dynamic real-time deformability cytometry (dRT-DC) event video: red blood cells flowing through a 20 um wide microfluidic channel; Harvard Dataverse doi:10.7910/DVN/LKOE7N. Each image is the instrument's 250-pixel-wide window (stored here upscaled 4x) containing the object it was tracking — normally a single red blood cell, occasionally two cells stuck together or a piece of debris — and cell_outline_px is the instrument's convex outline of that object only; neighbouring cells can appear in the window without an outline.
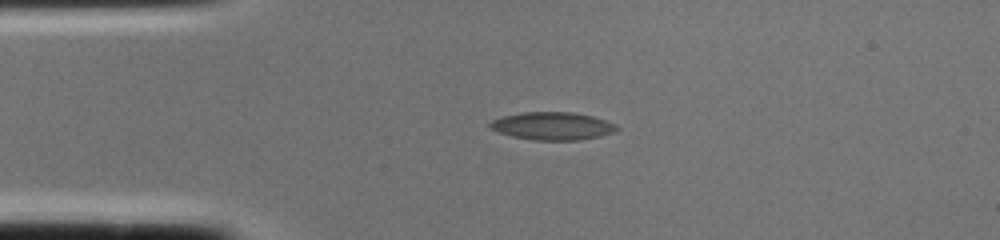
{"species": "common noctule bat (a hibernating species)", "species_latin": "Nyctalus noctula", "temperature_condition": "cold", "stored_images_in_passage": 1, "camera_frame_rate_fps": 3000, "um_per_image_px": 0.085, "animal": {"sex": "female", "body_mass_g": 22.0, "forearm_length_mm": 56.7}, "frame": {"image": 1, "passage_image": 1, "time_ms": 0.0, "image_size_px": [1000, 240], "cell_outline_px": [[620, 128], [616, 132], [600, 136], [580, 140], [532, 140], [512, 136], [488, 128], [488, 124], [492, 120], [504, 116], [524, 112], [572, 112], [592, 116], [616, 124]], "centroid_in_image_um": [46.98, 10.71], "position_along_channel_um": 38.0, "area_um2": 20.58}}